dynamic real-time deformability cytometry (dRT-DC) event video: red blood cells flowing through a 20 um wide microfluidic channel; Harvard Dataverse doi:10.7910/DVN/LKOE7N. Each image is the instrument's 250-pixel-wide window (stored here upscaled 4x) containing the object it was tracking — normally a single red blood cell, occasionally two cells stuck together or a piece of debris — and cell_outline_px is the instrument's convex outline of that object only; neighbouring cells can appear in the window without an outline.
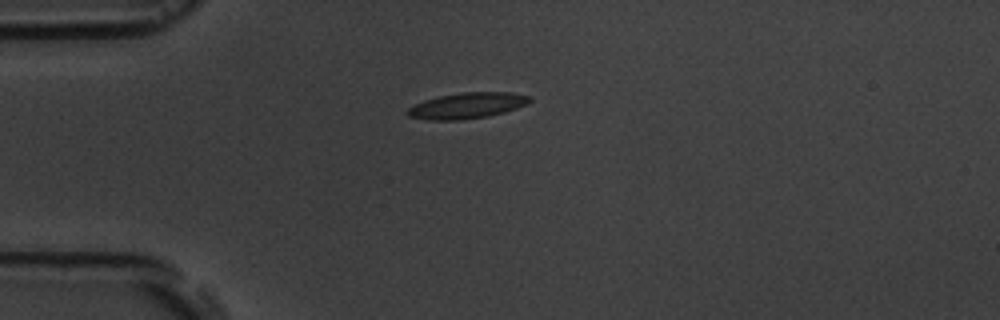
{"species": "common noctule bat (a hibernating species)", "species_latin": "Nyctalus noctula", "temperature_condition": "room temperature", "stored_images_in_passage": 6, "camera_frame_rate_fps": 3000, "um_per_image_px": 0.085, "animal": {"sex": "male", "body_mass_g": 19.5, "forearm_length_mm": 54.6}, "frame": {"image": 1, "passage_image": 1, "time_ms": 0.0, "image_size_px": [1000, 320], "cell_outline_px": [[532, 100], [516, 108], [504, 112], [488, 116], [460, 120], [428, 120], [408, 116], [404, 112], [412, 104], [424, 100], [440, 96], [460, 92], [512, 92], [532, 96]], "centroid_in_image_um": [39.67, 8.97], "position_along_channel_um": 45.3, "area_um2": 18.55}}
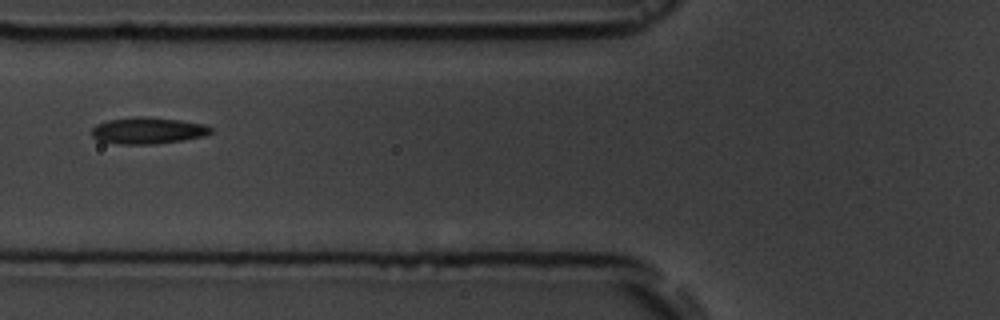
{"frame": {"image": 2, "passage_image": 3, "time_ms": 2.333, "image_size_px": [1000, 320], "cell_outline_px": [[212, 132], [204, 136], [184, 140], [156, 144], [116, 144], [100, 140], [92, 136], [92, 128], [96, 124], [108, 120], [136, 116], [148, 116], [180, 120], [204, 124], [212, 128]], "centroid_in_image_um": [12.58, 11.09], "position_along_channel_um": 113.2, "area_um2": 18.55}}
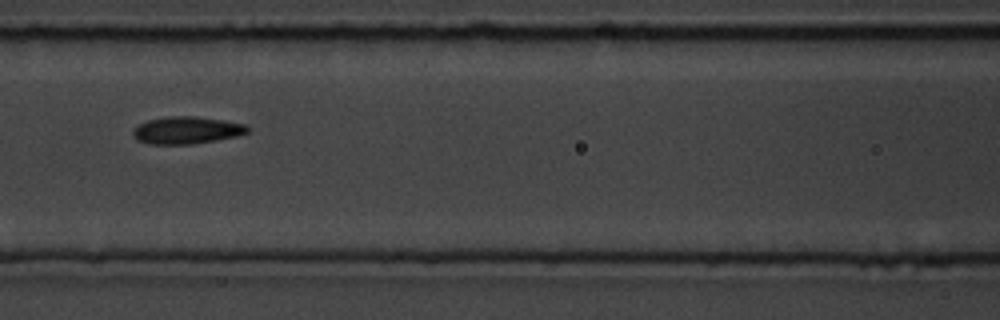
{"frame": {"image": 3, "passage_image": 4, "time_ms": 3.333, "image_size_px": [1000, 320], "cell_outline_px": [[248, 132], [236, 136], [216, 140], [192, 144], [148, 144], [136, 140], [132, 136], [132, 128], [148, 120], [168, 116], [196, 116], [224, 120], [244, 124], [248, 128]], "centroid_in_image_um": [15.81, 11.07], "position_along_channel_um": 150.8, "area_um2": 18.26}}